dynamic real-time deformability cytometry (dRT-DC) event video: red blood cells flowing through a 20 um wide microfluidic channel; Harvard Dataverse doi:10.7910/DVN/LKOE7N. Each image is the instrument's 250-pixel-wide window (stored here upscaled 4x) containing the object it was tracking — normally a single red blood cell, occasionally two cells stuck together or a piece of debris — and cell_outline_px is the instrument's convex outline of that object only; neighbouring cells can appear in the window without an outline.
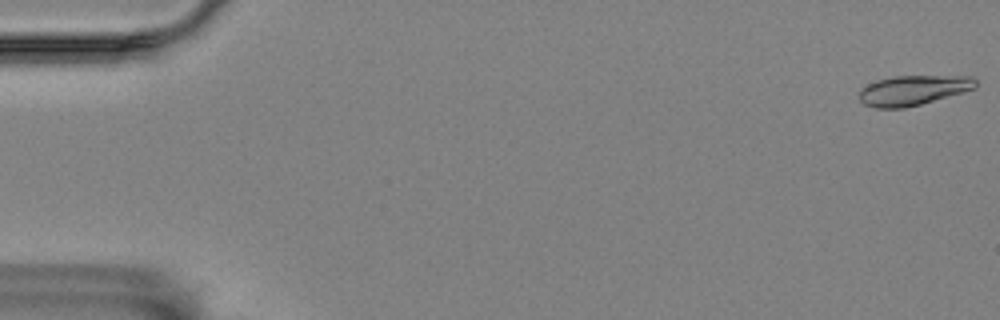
{"species": "Egyptian fruit bat (a non-hibernating species)", "species_latin": "Rousettus aegyptiacus", "temperature_condition": "room temperature", "stored_images_in_passage": 16, "camera_frame_rate_fps": 3000, "um_per_image_px": 0.085, "animal": {"sex": "female"}, "frame": {"image": 1, "passage_image": 1, "time_ms": 0.0, "image_size_px": [1000, 320], "cell_outline_px": [[976, 88], [964, 92], [920, 104], [904, 108], [876, 108], [864, 104], [860, 100], [860, 88], [876, 80], [892, 76], [972, 76], [976, 80]], "centroid_in_image_um": [77.61, 7.66], "position_along_channel_um": 7.4, "area_um2": 20.29}}